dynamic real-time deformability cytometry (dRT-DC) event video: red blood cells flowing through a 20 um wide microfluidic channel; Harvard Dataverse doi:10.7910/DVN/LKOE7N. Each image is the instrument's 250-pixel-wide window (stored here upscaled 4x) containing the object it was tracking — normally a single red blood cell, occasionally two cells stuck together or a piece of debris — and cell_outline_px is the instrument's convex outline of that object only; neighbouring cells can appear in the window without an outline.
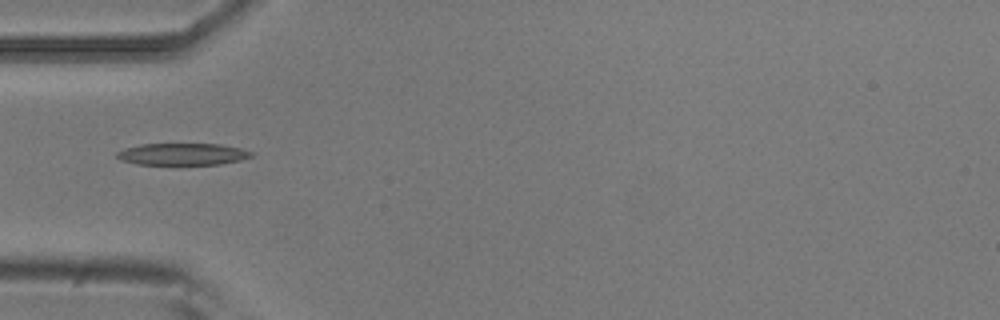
{"species": "common noctule bat (a hibernating species)", "species_latin": "Nyctalus noctula", "temperature_condition": "room temperature", "stored_images_in_passage": 5, "camera_frame_rate_fps": 3000, "um_per_image_px": 0.085, "animal": {"sex": "male", "body_mass_g": 20.5, "forearm_length_mm": 52.5}, "frame": {"image": 1, "passage_image": 5, "time_ms": 1.333, "image_size_px": [1000, 320], "cell_outline_px": [[252, 156], [240, 160], [220, 164], [136, 164], [120, 160], [116, 156], [116, 152], [124, 148], [140, 144], [220, 144], [240, 148], [252, 152]], "centroid_in_image_um": [15.47, 13.1], "position_along_channel_um": 69.5, "area_um2": 17.05}}